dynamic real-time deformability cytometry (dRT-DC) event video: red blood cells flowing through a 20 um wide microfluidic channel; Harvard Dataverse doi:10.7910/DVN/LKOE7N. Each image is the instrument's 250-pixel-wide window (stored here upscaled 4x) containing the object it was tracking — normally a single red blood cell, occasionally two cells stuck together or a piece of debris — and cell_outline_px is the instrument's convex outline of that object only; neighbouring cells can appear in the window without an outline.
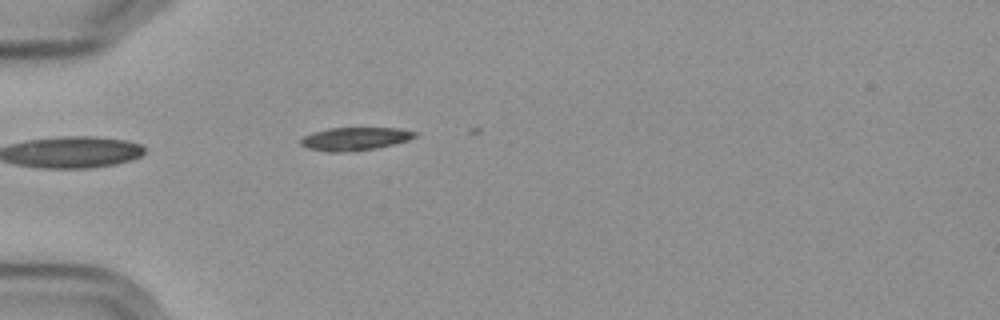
{"species": "Egyptian fruit bat (a non-hibernating species)", "species_latin": "Rousettus aegyptiacus", "temperature_condition": "cold", "stored_images_in_passage": 5, "camera_frame_rate_fps": 3000, "um_per_image_px": 0.085, "frame": {"image": 1, "passage_image": 4, "time_ms": 4.667, "image_size_px": [1000, 320], "cell_outline_px": [[416, 136], [408, 140], [376, 148], [340, 152], [332, 152], [308, 148], [300, 144], [300, 140], [304, 136], [312, 132], [328, 128], [400, 128], [416, 132]], "centroid_in_image_um": [30.15, 11.78], "position_along_channel_um": 54.9, "area_um2": 15.14}}